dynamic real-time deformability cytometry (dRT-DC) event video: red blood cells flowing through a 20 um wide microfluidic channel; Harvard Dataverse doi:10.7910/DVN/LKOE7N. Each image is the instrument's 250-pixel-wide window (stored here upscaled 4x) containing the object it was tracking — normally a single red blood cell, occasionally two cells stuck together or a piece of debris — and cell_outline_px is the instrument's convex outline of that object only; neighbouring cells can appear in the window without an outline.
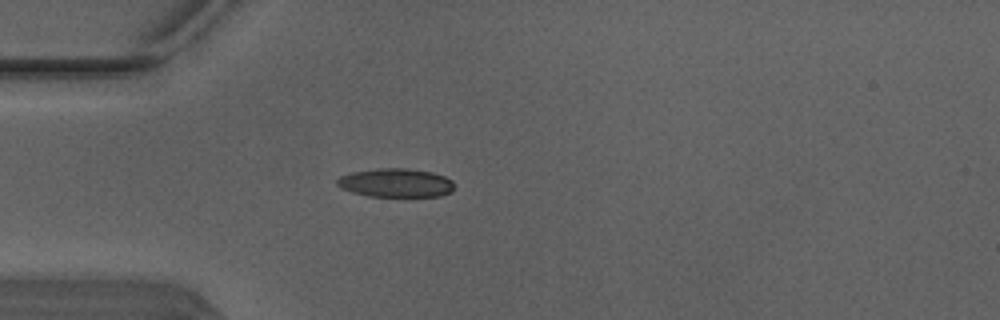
{"species": "Egyptian fruit bat (a non-hibernating species)", "species_latin": "Rousettus aegyptiacus", "temperature_condition": "warm", "stored_images_in_passage": 1, "camera_frame_rate_fps": 3000, "um_per_image_px": 0.085, "animal": {"sex": "male"}, "frame": {"image": 1, "passage_image": 1, "time_ms": 0.0, "image_size_px": [1000, 320], "cell_outline_px": [[452, 192], [440, 196], [368, 196], [352, 192], [340, 188], [336, 184], [336, 180], [340, 176], [352, 172], [380, 168], [408, 168], [432, 172], [444, 176], [452, 180]], "centroid_in_image_um": [33.62, 15.54], "position_along_channel_um": 51.4, "area_um2": 19.59}}